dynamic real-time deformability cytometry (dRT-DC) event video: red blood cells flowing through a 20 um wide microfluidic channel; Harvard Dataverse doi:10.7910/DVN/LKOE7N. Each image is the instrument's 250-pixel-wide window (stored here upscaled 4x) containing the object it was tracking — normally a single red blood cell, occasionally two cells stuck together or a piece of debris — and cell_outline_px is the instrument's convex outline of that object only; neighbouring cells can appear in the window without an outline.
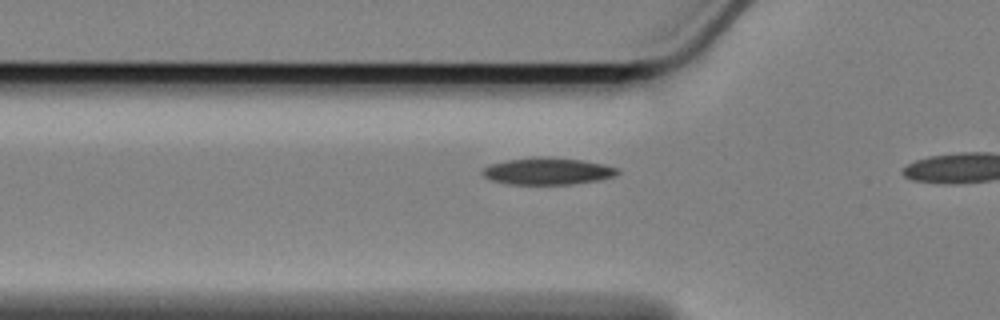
{"species": "Egyptian fruit bat (a non-hibernating species)", "species_latin": "Rousettus aegyptiacus", "temperature_condition": "cold", "stored_images_in_passage": 7, "camera_frame_rate_fps": 3000, "um_per_image_px": 0.085, "animal": {"sex": "female"}, "frame": {"image": 1, "passage_image": 5, "time_ms": 1.333, "image_size_px": [1000, 320], "cell_outline_px": [[620, 172], [612, 176], [596, 180], [572, 184], [508, 184], [488, 180], [480, 172], [480, 168], [488, 164], [508, 160], [532, 156], [544, 156], [580, 160], [604, 164], [620, 168]], "centroid_in_image_um": [46.46, 14.54], "position_along_channel_um": 79.3, "area_um2": 21.44}}